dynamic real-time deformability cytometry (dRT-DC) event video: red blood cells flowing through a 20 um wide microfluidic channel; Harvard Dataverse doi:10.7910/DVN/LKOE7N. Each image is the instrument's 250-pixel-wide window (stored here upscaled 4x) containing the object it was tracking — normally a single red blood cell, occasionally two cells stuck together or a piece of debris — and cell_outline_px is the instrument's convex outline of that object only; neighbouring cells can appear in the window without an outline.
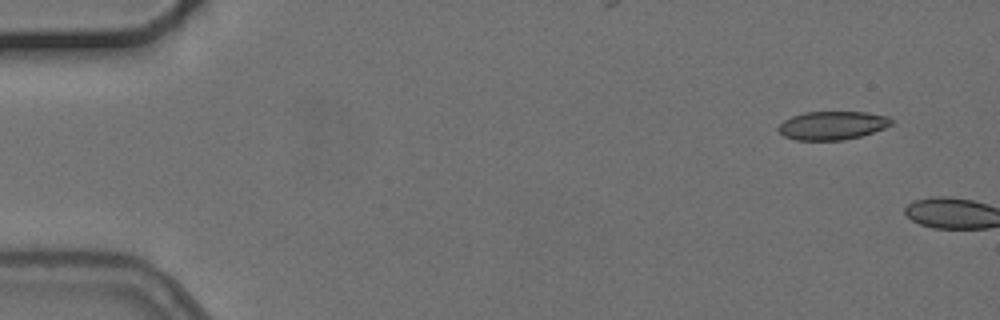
{"species": "common noctule bat (a hibernating species)", "species_latin": "Nyctalus noctula", "temperature_condition": "cold", "stored_images_in_passage": 2, "camera_frame_rate_fps": 3000, "um_per_image_px": 0.085, "animal": {"sex": "female", "body_mass_g": 24.6, "forearm_length_mm": 56.2}, "frame": {"image": 1, "passage_image": 1, "time_ms": 0.0, "image_size_px": [1000, 320], "cell_outline_px": [[892, 124], [884, 128], [860, 136], [844, 140], [796, 140], [784, 136], [776, 128], [784, 120], [792, 116], [804, 112], [868, 112], [888, 116], [892, 120]], "centroid_in_image_um": [70.74, 10.66], "position_along_channel_um": 14.3, "area_um2": 18.73}}